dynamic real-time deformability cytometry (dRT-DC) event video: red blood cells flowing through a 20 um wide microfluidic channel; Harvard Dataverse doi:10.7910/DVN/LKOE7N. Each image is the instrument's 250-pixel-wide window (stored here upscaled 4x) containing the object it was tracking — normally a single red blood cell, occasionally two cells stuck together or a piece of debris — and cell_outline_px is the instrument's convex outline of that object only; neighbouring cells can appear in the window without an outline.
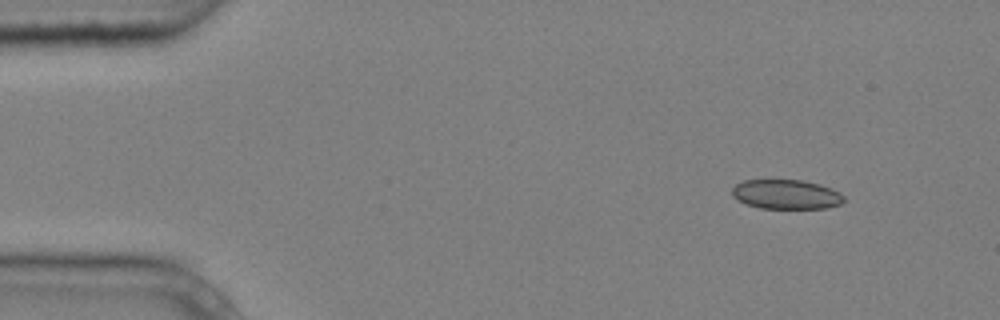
{"species": "common noctule bat (a hibernating species)", "species_latin": "Nyctalus noctula", "temperature_condition": "cold", "stored_images_in_passage": 4, "camera_frame_rate_fps": 3000, "um_per_image_px": 0.085, "animal": {"sex": "male", "body_mass_g": 20.4}, "frame": {"image": 1, "passage_image": 1, "time_ms": 0.0, "image_size_px": [1000, 320], "cell_outline_px": [[844, 200], [840, 204], [828, 208], [760, 208], [736, 200], [732, 196], [732, 188], [736, 184], [744, 180], [804, 180], [820, 184], [840, 192], [844, 196]], "centroid_in_image_um": [66.83, 16.52], "position_along_channel_um": 18.2, "area_um2": 19.25}}
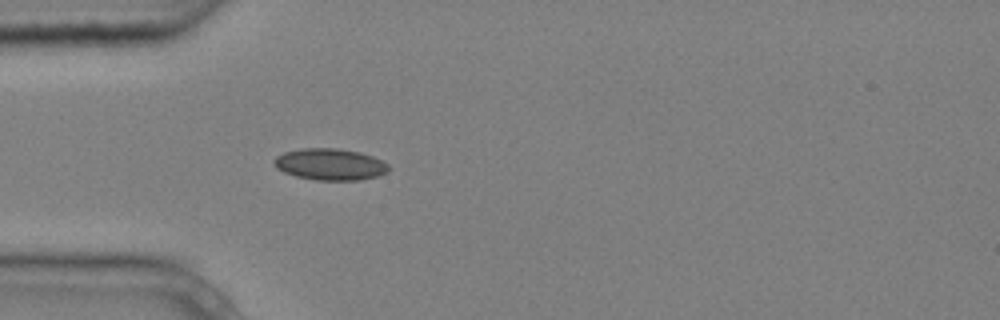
{"frame": {"image": 2, "passage_image": 4, "time_ms": 1.0, "image_size_px": [1000, 320], "cell_outline_px": [[388, 172], [376, 176], [360, 180], [316, 180], [296, 176], [284, 172], [276, 168], [272, 164], [272, 160], [276, 156], [284, 152], [304, 148], [340, 148], [360, 152], [372, 156], [388, 164]], "centroid_in_image_um": [28.02, 13.96], "position_along_channel_um": 57.0, "area_um2": 21.15}}